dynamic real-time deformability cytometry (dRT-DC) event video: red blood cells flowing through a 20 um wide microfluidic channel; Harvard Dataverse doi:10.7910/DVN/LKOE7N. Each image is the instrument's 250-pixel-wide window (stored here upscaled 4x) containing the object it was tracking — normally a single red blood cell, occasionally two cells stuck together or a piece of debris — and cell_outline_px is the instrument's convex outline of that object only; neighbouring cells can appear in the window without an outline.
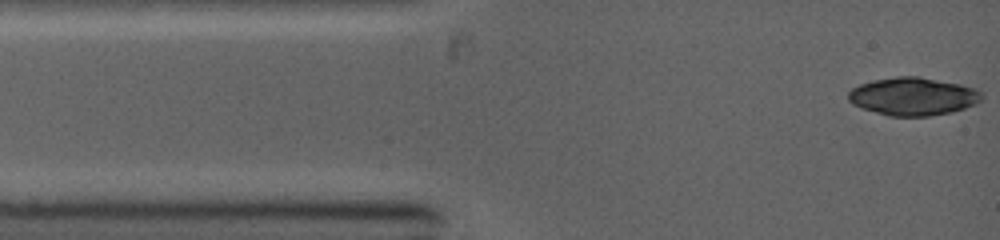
{"species": "common noctule bat (a hibernating species)", "species_latin": "Nyctalus noctula", "temperature_condition": "warm", "stored_images_in_passage": 13, "camera_frame_rate_fps": 5000, "um_per_image_px": 0.085, "animal": {"sex": "female", "body_mass_g": 19.0, "forearm_length_mm": 53.3}, "frame": {"image": 1, "passage_image": 1, "time_ms": 0.0, "image_size_px": [1000, 240], "cell_outline_px": [[984, 96], [976, 104], [952, 112], [928, 116], [888, 116], [860, 108], [852, 104], [848, 100], [848, 92], [852, 88], [860, 84], [872, 80], [896, 76], [920, 76], [960, 84], [972, 88], [980, 92]], "centroid_in_image_um": [77.57, 8.19], "position_along_channel_um": 7.4, "area_um2": 29.65}}